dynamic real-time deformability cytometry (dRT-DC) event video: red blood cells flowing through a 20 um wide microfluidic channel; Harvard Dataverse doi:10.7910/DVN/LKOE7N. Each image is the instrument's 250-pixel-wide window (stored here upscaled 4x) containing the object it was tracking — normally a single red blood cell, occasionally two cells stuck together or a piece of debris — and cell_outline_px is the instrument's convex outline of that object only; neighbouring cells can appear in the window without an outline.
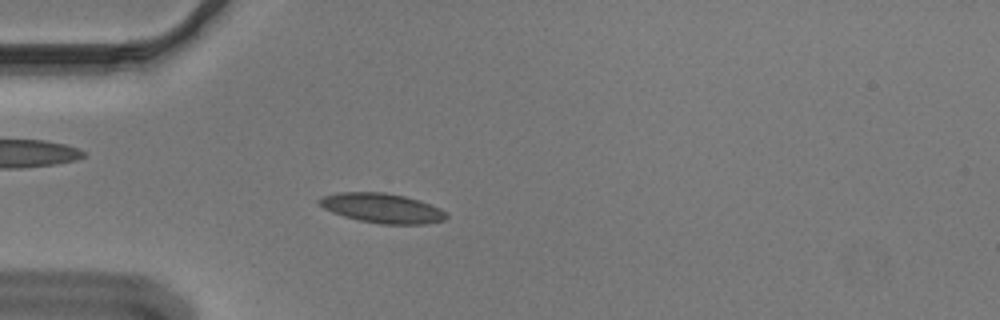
{"species": "Egyptian fruit bat (a non-hibernating species)", "species_latin": "Rousettus aegyptiacus", "temperature_condition": "cold", "stored_images_in_passage": 54, "segment_of_instrument_passage": [1, 2], "camera_frame_rate_fps": 3000, "um_per_image_px": 0.085, "animal": {"sex": "male"}, "frame": {"image": 1, "passage_image": 15, "time_ms": 4.667, "image_size_px": [1000, 320], "cell_outline_px": [[448, 216], [444, 220], [424, 224], [380, 224], [360, 220], [344, 216], [332, 212], [324, 208], [316, 200], [324, 196], [340, 192], [384, 192], [404, 196], [420, 200], [440, 208]], "centroid_in_image_um": [32.49, 17.69], "position_along_channel_um": 52.5, "area_um2": 21.79}}
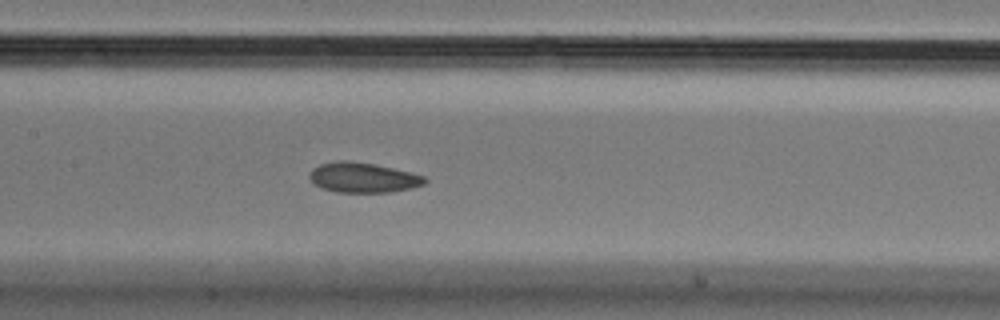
{"frame": {"image": 2, "passage_image": 26, "time_ms": 8.333, "image_size_px": [1000, 320], "cell_outline_px": [[428, 180], [424, 184], [408, 188], [388, 192], [336, 192], [312, 184], [308, 176], [312, 168], [320, 164], [336, 160], [344, 160], [372, 164], [412, 172], [424, 176]], "centroid_in_image_um": [30.81, 15.09], "position_along_channel_um": 176.6, "area_um2": 20.06}}
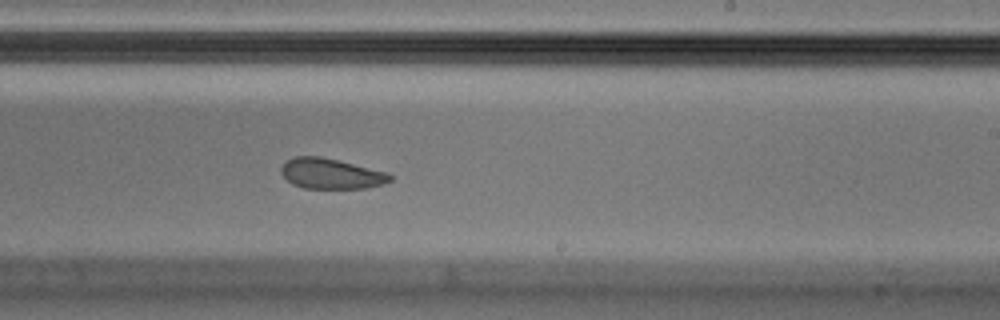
{"frame": {"image": 3, "passage_image": 33, "time_ms": 10.667, "image_size_px": [1000, 320], "cell_outline_px": [[392, 180], [384, 184], [368, 188], [304, 188], [292, 184], [280, 172], [280, 168], [288, 160], [296, 156], [320, 156], [388, 172], [392, 176]], "centroid_in_image_um": [28.16, 14.77], "position_along_channel_um": 260.8, "area_um2": 19.25}}